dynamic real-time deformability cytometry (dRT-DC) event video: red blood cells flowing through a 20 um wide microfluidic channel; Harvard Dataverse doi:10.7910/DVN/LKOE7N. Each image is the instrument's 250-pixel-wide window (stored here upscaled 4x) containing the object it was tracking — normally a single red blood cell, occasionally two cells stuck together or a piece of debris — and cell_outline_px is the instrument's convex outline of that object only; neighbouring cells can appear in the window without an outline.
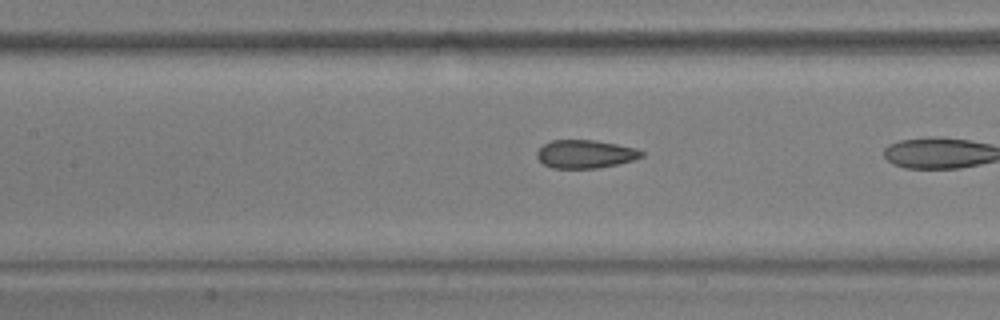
{"species": "common noctule bat (a hibernating species)", "species_latin": "Nyctalus noctula", "temperature_condition": "warm", "stored_images_in_passage": 9, "camera_frame_rate_fps": 3000, "um_per_image_px": 0.085, "animal": {"sex": "male", "body_mass_g": 17.9, "forearm_length_mm": 54.2}, "frame": {"image": 1, "passage_image": 8, "time_ms": 2.333, "image_size_px": [1000, 320], "cell_outline_px": [[644, 156], [632, 160], [616, 164], [596, 168], [552, 168], [544, 164], [536, 156], [536, 152], [544, 144], [552, 140], [592, 140], [616, 144], [636, 148], [644, 152]], "centroid_in_image_um": [49.74, 13.09], "position_along_channel_um": 157.7, "area_um2": 17.05}}